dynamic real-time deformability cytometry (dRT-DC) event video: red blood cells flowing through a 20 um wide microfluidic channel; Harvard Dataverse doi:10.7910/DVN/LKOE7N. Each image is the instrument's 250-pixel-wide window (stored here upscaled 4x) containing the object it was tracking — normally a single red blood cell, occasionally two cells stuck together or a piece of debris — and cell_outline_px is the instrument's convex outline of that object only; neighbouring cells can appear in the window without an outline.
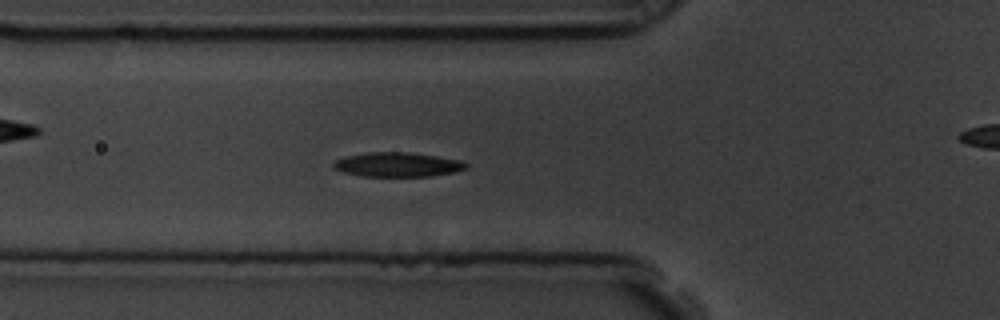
{"species": "common noctule bat (a hibernating species)", "species_latin": "Nyctalus noctula", "temperature_condition": "room temperature", "stored_images_in_passage": 58, "camera_frame_rate_fps": 3000, "um_per_image_px": 0.085, "animal": {"sex": "male", "body_mass_g": 19.5, "forearm_length_mm": 54.6}, "frame": {"image": 1, "passage_image": 20, "time_ms": 6.333, "image_size_px": [1000, 320], "cell_outline_px": [[468, 168], [456, 172], [432, 176], [360, 176], [344, 172], [332, 168], [332, 164], [336, 160], [344, 156], [364, 152], [408, 152], [436, 156], [460, 160], [468, 164]], "centroid_in_image_um": [33.78, 13.99], "position_along_channel_um": 92.0, "area_um2": 19.02}}
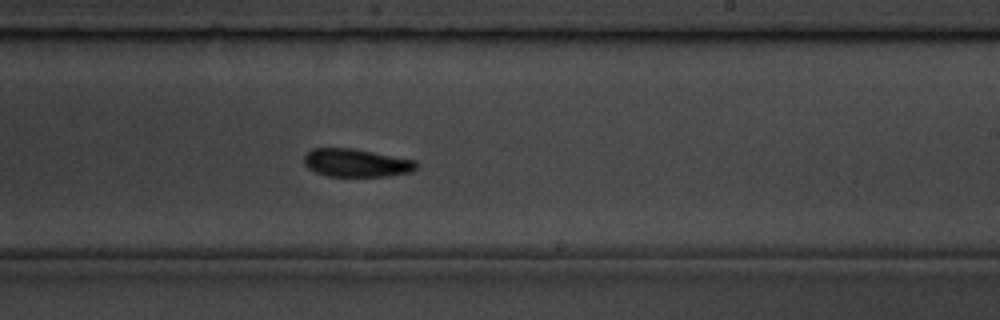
{"frame": {"image": 2, "passage_image": 34, "time_ms": 11.0, "image_size_px": [1000, 320], "cell_outline_px": [[420, 164], [412, 172], [388, 176], [328, 176], [316, 172], [308, 168], [304, 164], [304, 156], [312, 148], [356, 148], [416, 160]], "centroid_in_image_um": [30.33, 13.83], "position_along_channel_um": 258.7, "area_um2": 18.61}}
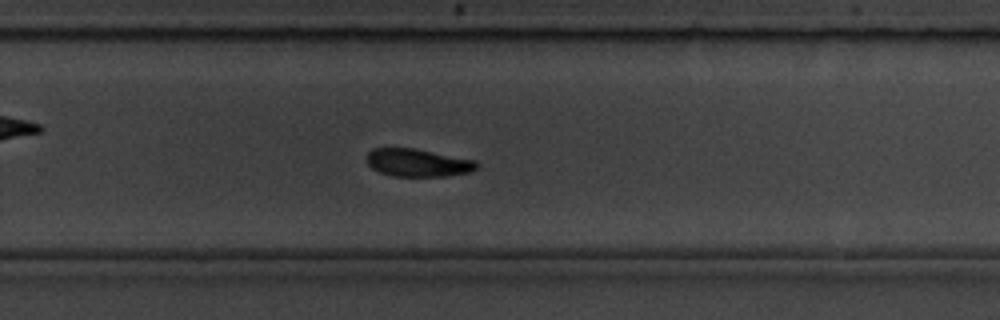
{"frame": {"image": 3, "passage_image": 37, "time_ms": 12.0, "image_size_px": [1000, 320], "cell_outline_px": [[480, 164], [472, 172], [448, 176], [392, 176], [380, 172], [372, 168], [368, 164], [368, 152], [372, 148], [412, 148], [476, 160]], "centroid_in_image_um": [35.55, 13.84], "position_along_channel_um": 294.3, "area_um2": 17.8}, "authors_computed_cell_mechanics": {"area_um2": 18.4382, "velocity_mm_per_s": 3.5756, "shape_relaxation_time_tau1_ms": 3.7941, "shape_relaxation_time_tau2_ms": 6.7801, "deformation_change_tau1": 0.1182, "deformation_change_tau2": 0.119}}